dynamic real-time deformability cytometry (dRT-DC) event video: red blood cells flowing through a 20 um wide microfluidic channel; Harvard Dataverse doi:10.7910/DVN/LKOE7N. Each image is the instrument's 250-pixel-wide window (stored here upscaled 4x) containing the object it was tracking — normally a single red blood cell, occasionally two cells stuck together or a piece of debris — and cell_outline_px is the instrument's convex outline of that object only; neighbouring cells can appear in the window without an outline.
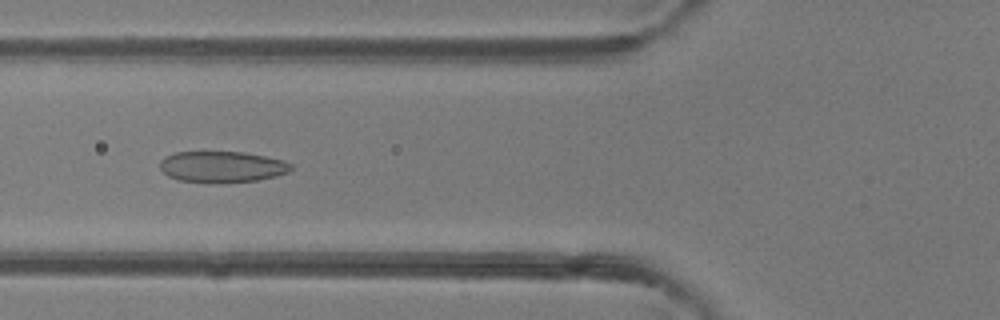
{"species": "common noctule bat (a hibernating species)", "species_latin": "Nyctalus noctula", "temperature_condition": "room temperature", "stored_images_in_passage": 46, "camera_frame_rate_fps": 3000, "um_per_image_px": 0.085, "animal": {"sex": "female"}, "frame": {"image": 1, "passage_image": 17, "time_ms": 5.333, "image_size_px": [1000, 320], "cell_outline_px": [[292, 168], [288, 172], [276, 176], [256, 180], [212, 184], [176, 180], [168, 176], [160, 168], [160, 160], [164, 156], [176, 152], [244, 152], [284, 160], [292, 164]], "centroid_in_image_um": [18.84, 14.19], "position_along_channel_um": 107.0, "area_um2": 24.1}}
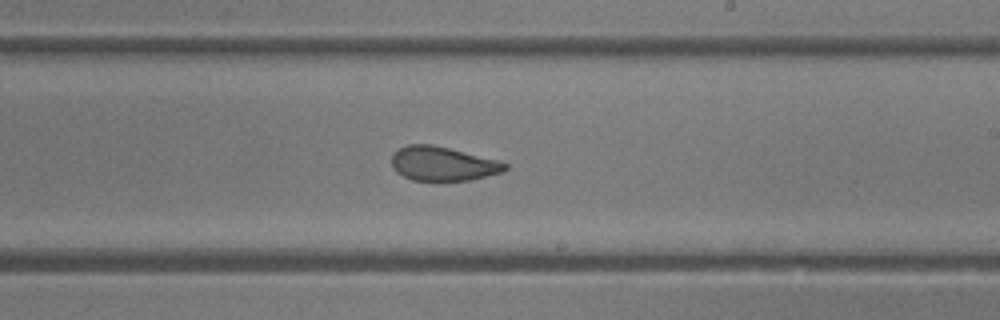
{"frame": {"image": 2, "passage_image": 27, "time_ms": 8.667, "image_size_px": [1000, 320], "cell_outline_px": [[508, 168], [504, 172], [472, 180], [440, 184], [412, 180], [396, 172], [392, 168], [392, 152], [408, 144], [432, 144], [496, 160], [508, 164]], "centroid_in_image_um": [37.62, 13.97], "position_along_channel_um": 251.4, "area_um2": 23.35}}
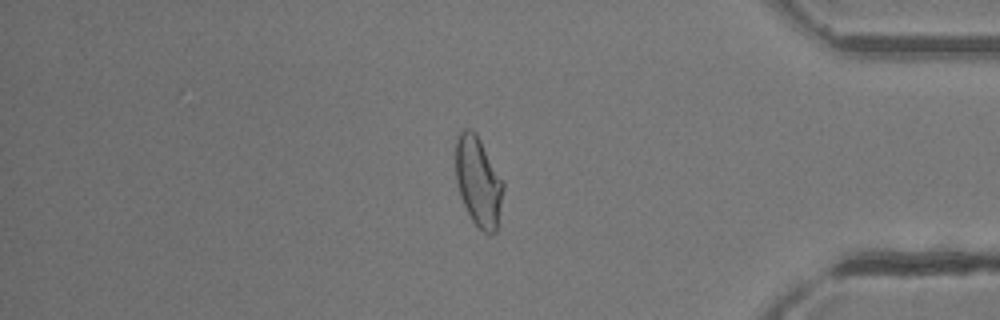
{"frame": {"image": 3, "passage_image": 39, "time_ms": 12.667, "image_size_px": [1000, 320], "cell_outline_px": [[504, 188], [496, 232], [488, 236], [472, 220], [460, 196], [456, 180], [456, 136], [464, 128], [472, 128], [476, 132], [504, 184]], "centroid_in_image_um": [40.65, 15.42], "position_along_channel_um": 394.6, "area_um2": 24.74}, "authors_computed_cell_mechanics": {"area_um2": 24.9118, "velocity_mm_per_s": 4.323, "shape_relaxation_time_tau1_ms": 6.9236, "shape_relaxation_time_tau2_ms": 1.1872, "deformation_change_tau1": 0.1591, "deformation_change_tau2": 0.0625}}